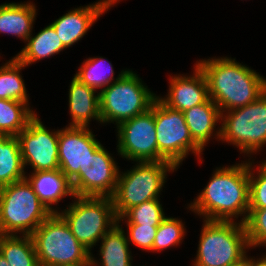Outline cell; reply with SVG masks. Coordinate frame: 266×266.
Segmentation results:
<instances>
[{
	"label": "cell",
	"mask_w": 266,
	"mask_h": 266,
	"mask_svg": "<svg viewBox=\"0 0 266 266\" xmlns=\"http://www.w3.org/2000/svg\"><path fill=\"white\" fill-rule=\"evenodd\" d=\"M185 230L182 220L166 217L157 228L151 252H160L164 249L178 246L185 236Z\"/></svg>",
	"instance_id": "cell-29"
},
{
	"label": "cell",
	"mask_w": 266,
	"mask_h": 266,
	"mask_svg": "<svg viewBox=\"0 0 266 266\" xmlns=\"http://www.w3.org/2000/svg\"><path fill=\"white\" fill-rule=\"evenodd\" d=\"M24 168L34 171L59 169V129L49 131L37 114L17 136Z\"/></svg>",
	"instance_id": "cell-12"
},
{
	"label": "cell",
	"mask_w": 266,
	"mask_h": 266,
	"mask_svg": "<svg viewBox=\"0 0 266 266\" xmlns=\"http://www.w3.org/2000/svg\"><path fill=\"white\" fill-rule=\"evenodd\" d=\"M60 266H91V264H72V265H60Z\"/></svg>",
	"instance_id": "cell-36"
},
{
	"label": "cell",
	"mask_w": 266,
	"mask_h": 266,
	"mask_svg": "<svg viewBox=\"0 0 266 266\" xmlns=\"http://www.w3.org/2000/svg\"><path fill=\"white\" fill-rule=\"evenodd\" d=\"M35 115L28 103L0 99V135L17 136Z\"/></svg>",
	"instance_id": "cell-26"
},
{
	"label": "cell",
	"mask_w": 266,
	"mask_h": 266,
	"mask_svg": "<svg viewBox=\"0 0 266 266\" xmlns=\"http://www.w3.org/2000/svg\"><path fill=\"white\" fill-rule=\"evenodd\" d=\"M25 172L18 138L0 135V187L25 179Z\"/></svg>",
	"instance_id": "cell-23"
},
{
	"label": "cell",
	"mask_w": 266,
	"mask_h": 266,
	"mask_svg": "<svg viewBox=\"0 0 266 266\" xmlns=\"http://www.w3.org/2000/svg\"><path fill=\"white\" fill-rule=\"evenodd\" d=\"M127 172L119 171L112 201L117 217L123 216L130 208L148 200L160 199L167 172L177 171L168 161L136 162Z\"/></svg>",
	"instance_id": "cell-6"
},
{
	"label": "cell",
	"mask_w": 266,
	"mask_h": 266,
	"mask_svg": "<svg viewBox=\"0 0 266 266\" xmlns=\"http://www.w3.org/2000/svg\"><path fill=\"white\" fill-rule=\"evenodd\" d=\"M117 152L134 162H157V133L154 102L144 113L121 122L117 127Z\"/></svg>",
	"instance_id": "cell-11"
},
{
	"label": "cell",
	"mask_w": 266,
	"mask_h": 266,
	"mask_svg": "<svg viewBox=\"0 0 266 266\" xmlns=\"http://www.w3.org/2000/svg\"><path fill=\"white\" fill-rule=\"evenodd\" d=\"M0 254L10 266H40L30 235L0 234Z\"/></svg>",
	"instance_id": "cell-24"
},
{
	"label": "cell",
	"mask_w": 266,
	"mask_h": 266,
	"mask_svg": "<svg viewBox=\"0 0 266 266\" xmlns=\"http://www.w3.org/2000/svg\"><path fill=\"white\" fill-rule=\"evenodd\" d=\"M158 161H168L177 169L189 152L202 160L203 149L193 140L183 112L165 105L158 96L154 100Z\"/></svg>",
	"instance_id": "cell-10"
},
{
	"label": "cell",
	"mask_w": 266,
	"mask_h": 266,
	"mask_svg": "<svg viewBox=\"0 0 266 266\" xmlns=\"http://www.w3.org/2000/svg\"><path fill=\"white\" fill-rule=\"evenodd\" d=\"M115 158L101 145L89 156L83 168L71 180L76 196L112 197L119 174Z\"/></svg>",
	"instance_id": "cell-13"
},
{
	"label": "cell",
	"mask_w": 266,
	"mask_h": 266,
	"mask_svg": "<svg viewBox=\"0 0 266 266\" xmlns=\"http://www.w3.org/2000/svg\"><path fill=\"white\" fill-rule=\"evenodd\" d=\"M203 221L192 266H230L247 255L250 247L245 224L236 221Z\"/></svg>",
	"instance_id": "cell-3"
},
{
	"label": "cell",
	"mask_w": 266,
	"mask_h": 266,
	"mask_svg": "<svg viewBox=\"0 0 266 266\" xmlns=\"http://www.w3.org/2000/svg\"><path fill=\"white\" fill-rule=\"evenodd\" d=\"M25 179L51 213H58V210L52 205H57L64 196H71V198L75 196L71 181L60 169L34 171Z\"/></svg>",
	"instance_id": "cell-18"
},
{
	"label": "cell",
	"mask_w": 266,
	"mask_h": 266,
	"mask_svg": "<svg viewBox=\"0 0 266 266\" xmlns=\"http://www.w3.org/2000/svg\"><path fill=\"white\" fill-rule=\"evenodd\" d=\"M230 266H253V257L251 258L246 255L239 262L231 264Z\"/></svg>",
	"instance_id": "cell-33"
},
{
	"label": "cell",
	"mask_w": 266,
	"mask_h": 266,
	"mask_svg": "<svg viewBox=\"0 0 266 266\" xmlns=\"http://www.w3.org/2000/svg\"><path fill=\"white\" fill-rule=\"evenodd\" d=\"M183 115L193 140L203 150L210 138L215 135L214 138L220 140V127L216 126L217 123H221V112L210 98L200 105L183 111Z\"/></svg>",
	"instance_id": "cell-19"
},
{
	"label": "cell",
	"mask_w": 266,
	"mask_h": 266,
	"mask_svg": "<svg viewBox=\"0 0 266 266\" xmlns=\"http://www.w3.org/2000/svg\"><path fill=\"white\" fill-rule=\"evenodd\" d=\"M0 266H10L1 254H0Z\"/></svg>",
	"instance_id": "cell-35"
},
{
	"label": "cell",
	"mask_w": 266,
	"mask_h": 266,
	"mask_svg": "<svg viewBox=\"0 0 266 266\" xmlns=\"http://www.w3.org/2000/svg\"><path fill=\"white\" fill-rule=\"evenodd\" d=\"M36 5L28 2L4 3L0 5V33L14 35L26 42L33 33Z\"/></svg>",
	"instance_id": "cell-20"
},
{
	"label": "cell",
	"mask_w": 266,
	"mask_h": 266,
	"mask_svg": "<svg viewBox=\"0 0 266 266\" xmlns=\"http://www.w3.org/2000/svg\"><path fill=\"white\" fill-rule=\"evenodd\" d=\"M118 2L120 0H99L94 4L74 8L50 25L67 49L82 39L98 18Z\"/></svg>",
	"instance_id": "cell-15"
},
{
	"label": "cell",
	"mask_w": 266,
	"mask_h": 266,
	"mask_svg": "<svg viewBox=\"0 0 266 266\" xmlns=\"http://www.w3.org/2000/svg\"><path fill=\"white\" fill-rule=\"evenodd\" d=\"M107 61L108 60L106 59L105 61L103 57H89L83 61L74 77L95 90H103L117 81L127 71L126 69L121 70L117 77L114 78L115 74L112 64Z\"/></svg>",
	"instance_id": "cell-25"
},
{
	"label": "cell",
	"mask_w": 266,
	"mask_h": 266,
	"mask_svg": "<svg viewBox=\"0 0 266 266\" xmlns=\"http://www.w3.org/2000/svg\"><path fill=\"white\" fill-rule=\"evenodd\" d=\"M159 200H148L130 208L123 216L118 217V223L120 224L121 221H126L127 225H150L158 227L166 218Z\"/></svg>",
	"instance_id": "cell-28"
},
{
	"label": "cell",
	"mask_w": 266,
	"mask_h": 266,
	"mask_svg": "<svg viewBox=\"0 0 266 266\" xmlns=\"http://www.w3.org/2000/svg\"><path fill=\"white\" fill-rule=\"evenodd\" d=\"M196 64L205 74L209 97L220 112L246 106L266 92V78L235 58L214 57Z\"/></svg>",
	"instance_id": "cell-2"
},
{
	"label": "cell",
	"mask_w": 266,
	"mask_h": 266,
	"mask_svg": "<svg viewBox=\"0 0 266 266\" xmlns=\"http://www.w3.org/2000/svg\"><path fill=\"white\" fill-rule=\"evenodd\" d=\"M102 144L88 127L66 126L59 130V169L71 181L89 156Z\"/></svg>",
	"instance_id": "cell-14"
},
{
	"label": "cell",
	"mask_w": 266,
	"mask_h": 266,
	"mask_svg": "<svg viewBox=\"0 0 266 266\" xmlns=\"http://www.w3.org/2000/svg\"><path fill=\"white\" fill-rule=\"evenodd\" d=\"M30 236L40 266L91 264V252L59 213H51Z\"/></svg>",
	"instance_id": "cell-5"
},
{
	"label": "cell",
	"mask_w": 266,
	"mask_h": 266,
	"mask_svg": "<svg viewBox=\"0 0 266 266\" xmlns=\"http://www.w3.org/2000/svg\"><path fill=\"white\" fill-rule=\"evenodd\" d=\"M50 214L26 179L0 187V234L31 235Z\"/></svg>",
	"instance_id": "cell-4"
},
{
	"label": "cell",
	"mask_w": 266,
	"mask_h": 266,
	"mask_svg": "<svg viewBox=\"0 0 266 266\" xmlns=\"http://www.w3.org/2000/svg\"><path fill=\"white\" fill-rule=\"evenodd\" d=\"M25 67L15 56L0 66V99L15 100L29 104V95L20 74Z\"/></svg>",
	"instance_id": "cell-27"
},
{
	"label": "cell",
	"mask_w": 266,
	"mask_h": 266,
	"mask_svg": "<svg viewBox=\"0 0 266 266\" xmlns=\"http://www.w3.org/2000/svg\"><path fill=\"white\" fill-rule=\"evenodd\" d=\"M126 233L119 223L115 224L101 238L99 260H95L91 252V266H132L131 251Z\"/></svg>",
	"instance_id": "cell-21"
},
{
	"label": "cell",
	"mask_w": 266,
	"mask_h": 266,
	"mask_svg": "<svg viewBox=\"0 0 266 266\" xmlns=\"http://www.w3.org/2000/svg\"><path fill=\"white\" fill-rule=\"evenodd\" d=\"M59 214L69 225L75 238L91 252V248L118 223L111 197L74 196Z\"/></svg>",
	"instance_id": "cell-7"
},
{
	"label": "cell",
	"mask_w": 266,
	"mask_h": 266,
	"mask_svg": "<svg viewBox=\"0 0 266 266\" xmlns=\"http://www.w3.org/2000/svg\"><path fill=\"white\" fill-rule=\"evenodd\" d=\"M64 49L66 48L54 28L49 24L35 36L31 34L27 38L25 47L15 57L27 67L38 60L59 54Z\"/></svg>",
	"instance_id": "cell-22"
},
{
	"label": "cell",
	"mask_w": 266,
	"mask_h": 266,
	"mask_svg": "<svg viewBox=\"0 0 266 266\" xmlns=\"http://www.w3.org/2000/svg\"><path fill=\"white\" fill-rule=\"evenodd\" d=\"M192 75L176 74L169 78L168 94L158 98L168 107L185 111L206 102L209 97L205 74L195 63Z\"/></svg>",
	"instance_id": "cell-16"
},
{
	"label": "cell",
	"mask_w": 266,
	"mask_h": 266,
	"mask_svg": "<svg viewBox=\"0 0 266 266\" xmlns=\"http://www.w3.org/2000/svg\"><path fill=\"white\" fill-rule=\"evenodd\" d=\"M221 122L219 141L249 157L256 154L266 145V92L246 106L221 112Z\"/></svg>",
	"instance_id": "cell-9"
},
{
	"label": "cell",
	"mask_w": 266,
	"mask_h": 266,
	"mask_svg": "<svg viewBox=\"0 0 266 266\" xmlns=\"http://www.w3.org/2000/svg\"><path fill=\"white\" fill-rule=\"evenodd\" d=\"M156 97L141 78L128 69L117 81L99 91L101 121L103 124L115 122L118 126L146 112Z\"/></svg>",
	"instance_id": "cell-8"
},
{
	"label": "cell",
	"mask_w": 266,
	"mask_h": 266,
	"mask_svg": "<svg viewBox=\"0 0 266 266\" xmlns=\"http://www.w3.org/2000/svg\"><path fill=\"white\" fill-rule=\"evenodd\" d=\"M253 266H266V255H262L261 258H253Z\"/></svg>",
	"instance_id": "cell-34"
},
{
	"label": "cell",
	"mask_w": 266,
	"mask_h": 266,
	"mask_svg": "<svg viewBox=\"0 0 266 266\" xmlns=\"http://www.w3.org/2000/svg\"><path fill=\"white\" fill-rule=\"evenodd\" d=\"M128 228L127 240L141 250L152 251L153 241L158 227L150 225H126Z\"/></svg>",
	"instance_id": "cell-32"
},
{
	"label": "cell",
	"mask_w": 266,
	"mask_h": 266,
	"mask_svg": "<svg viewBox=\"0 0 266 266\" xmlns=\"http://www.w3.org/2000/svg\"><path fill=\"white\" fill-rule=\"evenodd\" d=\"M253 163L249 160V209H264L266 208V160L256 167L257 175L254 174Z\"/></svg>",
	"instance_id": "cell-30"
},
{
	"label": "cell",
	"mask_w": 266,
	"mask_h": 266,
	"mask_svg": "<svg viewBox=\"0 0 266 266\" xmlns=\"http://www.w3.org/2000/svg\"><path fill=\"white\" fill-rule=\"evenodd\" d=\"M69 127H88L91 119L102 124L100 115L99 91L73 77L69 86ZM96 94V95H95Z\"/></svg>",
	"instance_id": "cell-17"
},
{
	"label": "cell",
	"mask_w": 266,
	"mask_h": 266,
	"mask_svg": "<svg viewBox=\"0 0 266 266\" xmlns=\"http://www.w3.org/2000/svg\"><path fill=\"white\" fill-rule=\"evenodd\" d=\"M249 160L217 168L207 185L188 209L208 221H235L249 214Z\"/></svg>",
	"instance_id": "cell-1"
},
{
	"label": "cell",
	"mask_w": 266,
	"mask_h": 266,
	"mask_svg": "<svg viewBox=\"0 0 266 266\" xmlns=\"http://www.w3.org/2000/svg\"><path fill=\"white\" fill-rule=\"evenodd\" d=\"M245 224L249 247H266V208L249 209Z\"/></svg>",
	"instance_id": "cell-31"
}]
</instances>
